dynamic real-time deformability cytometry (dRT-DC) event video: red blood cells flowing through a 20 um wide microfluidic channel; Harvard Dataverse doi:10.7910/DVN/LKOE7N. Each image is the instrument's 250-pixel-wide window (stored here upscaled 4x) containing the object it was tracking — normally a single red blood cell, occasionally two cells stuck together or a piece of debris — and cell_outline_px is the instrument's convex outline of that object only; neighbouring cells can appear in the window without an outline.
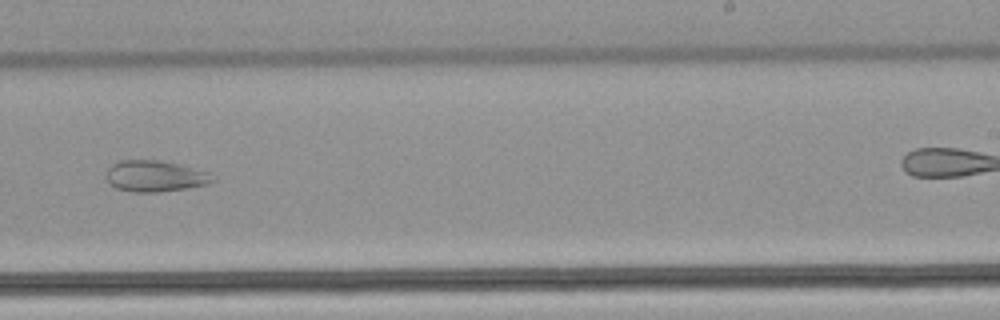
{"species": "common noctule bat (a hibernating species)", "species_latin": "Nyctalus noctula", "temperature_condition": "warm", "stored_images_in_passage": 44, "camera_frame_rate_fps": 3000, "um_per_image_px": 0.085, "animal": {"sex": "male", "body_mass_g": 21.5, "forearm_length_mm": 52.0}, "frame": {"image": 1, "passage_image": 34, "time_ms": 11.0, "image_size_px": [1000, 320], "cell_outline_px": [[212, 180], [208, 184], [188, 188], [156, 192], [132, 192], [116, 188], [104, 176], [108, 168], [112, 164], [120, 160], [156, 160], [176, 164], [204, 172]], "centroid_in_image_um": [13.06, 14.98], "position_along_channel_um": 275.9, "area_um2": 18.79}}
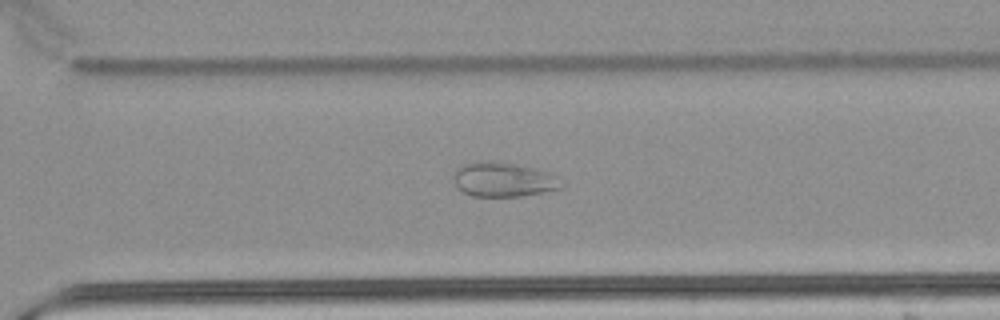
{"frame": {"image": 2, "passage_image": 38, "time_ms": 12.333, "image_size_px": [1000, 320], "cell_outline_px": [[564, 184], [560, 188], [520, 196], [472, 196], [456, 188], [452, 176], [456, 168], [460, 164], [472, 160], [492, 160], [524, 164], [548, 172]], "centroid_in_image_um": [42.69, 15.21], "position_along_channel_um": 327.9, "area_um2": 22.2}}
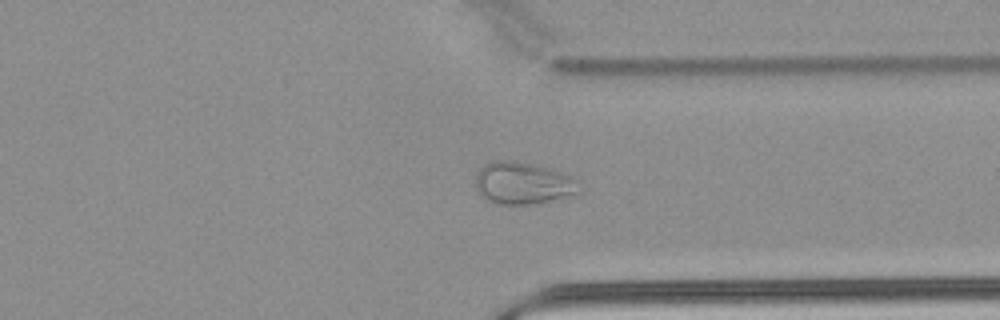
{"frame": {"image": 3, "passage_image": 41, "time_ms": 13.333, "image_size_px": [1000, 320], "cell_outline_px": [[580, 192], [576, 196], [532, 204], [500, 204], [488, 200], [476, 188], [476, 176], [480, 168], [484, 164], [492, 160], [516, 160], [536, 164], [560, 172], [576, 180]], "centroid_in_image_um": [44.47, 15.56], "position_along_channel_um": 366.9, "area_um2": 25.55}}